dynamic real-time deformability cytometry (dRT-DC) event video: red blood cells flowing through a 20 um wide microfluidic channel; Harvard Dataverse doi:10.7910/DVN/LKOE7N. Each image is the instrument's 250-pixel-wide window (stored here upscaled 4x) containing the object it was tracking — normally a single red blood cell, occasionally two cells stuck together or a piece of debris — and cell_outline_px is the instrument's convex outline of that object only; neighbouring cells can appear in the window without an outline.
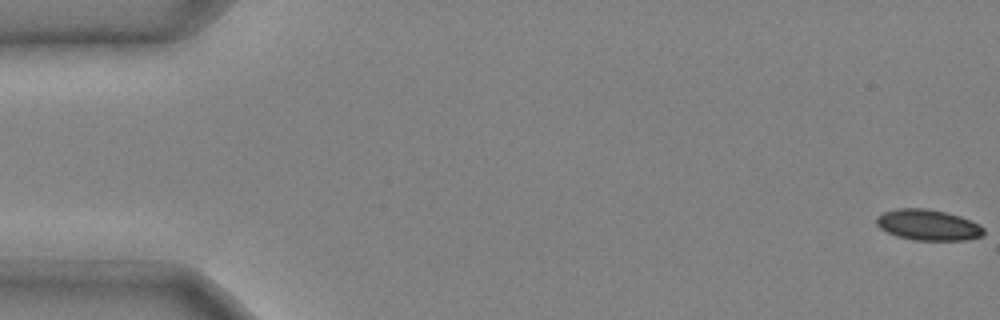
{"species": "common noctule bat (a hibernating species)", "species_latin": "Nyctalus noctula", "temperature_condition": "cold", "stored_images_in_passage": 49, "camera_frame_rate_fps": 3000, "um_per_image_px": 0.085, "animal": {"sex": "male", "body_mass_g": 20.4}, "frame": {"image": 1, "passage_image": 1, "time_ms": 0.0, "image_size_px": [1000, 320], "cell_outline_px": [[984, 236], [968, 240], [916, 240], [896, 236], [880, 228], [876, 224], [876, 216], [884, 212], [896, 208], [924, 208], [944, 212], [960, 216], [980, 224], [984, 228]], "centroid_in_image_um": [78.9, 19.12], "position_along_channel_um": 6.1, "area_um2": 19.36}}
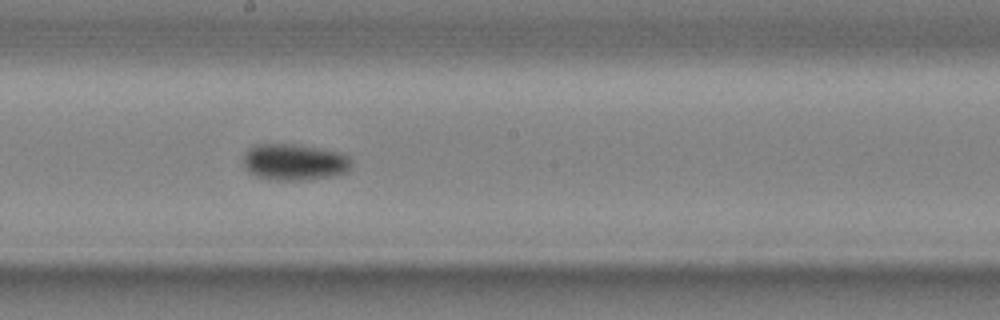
{"frame": {"image": 2, "passage_image": 28, "time_ms": 9.0, "image_size_px": [1000, 320], "cell_outline_px": [[352, 164], [348, 172], [328, 176], [300, 180], [272, 180], [256, 176], [248, 172], [244, 168], [244, 152], [248, 148], [256, 144], [292, 144], [320, 148], [344, 152], [348, 156]], "centroid_in_image_um": [25.01, 13.76], "position_along_channel_um": 223.2, "area_um2": 23.12}}
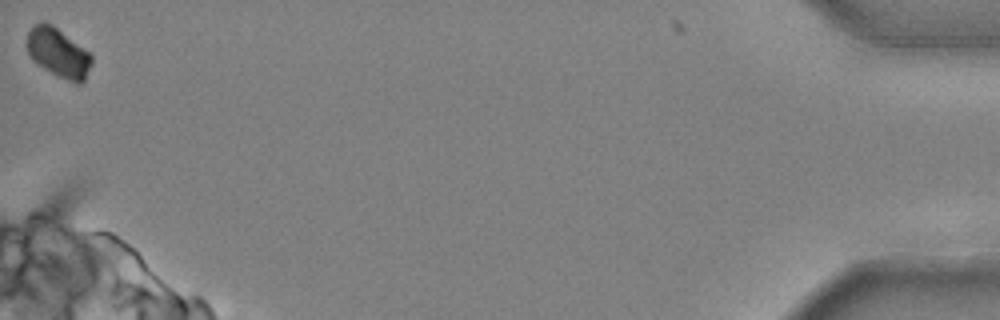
{"frame": {"image": 3, "passage_image": 49, "time_ms": 16.0, "image_size_px": [1000, 320], "cell_outline_px": [[92, 64], [84, 80], [80, 84], [76, 84], [44, 68], [32, 60], [28, 52], [28, 32], [32, 24], [40, 20], [44, 20], [52, 24], [88, 52], [92, 56]], "centroid_in_image_um": [4.94, 4.45], "position_along_channel_um": 430.3, "area_um2": 18.32}, "authors_computed_cell_mechanics": {"area_um2": 20.7502, "velocity_mm_per_s": 3.9815, "shape_relaxation_time_tau1_ms": 4.7087, "shape_relaxation_time_tau2_ms": null, "deformation_change_tau1": 0.122, "deformation_change_tau2": null}}